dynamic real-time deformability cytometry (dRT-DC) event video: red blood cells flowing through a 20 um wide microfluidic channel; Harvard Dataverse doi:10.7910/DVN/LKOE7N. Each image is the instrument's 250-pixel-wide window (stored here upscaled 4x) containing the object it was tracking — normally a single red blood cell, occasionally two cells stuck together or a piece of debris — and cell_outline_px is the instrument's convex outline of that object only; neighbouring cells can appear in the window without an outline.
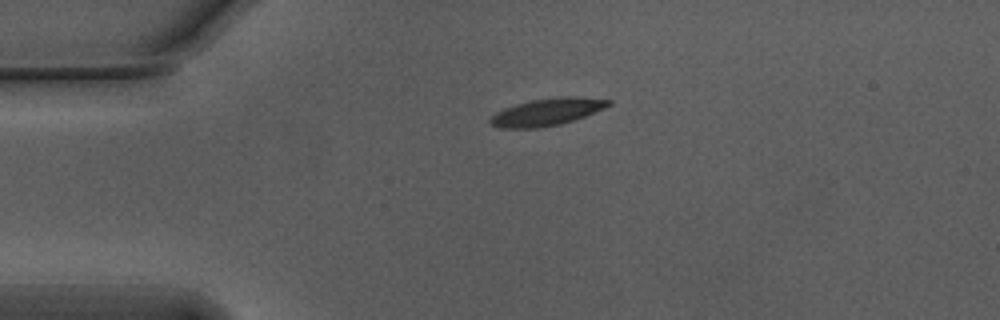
{"species": "Egyptian fruit bat (a non-hibernating species)", "species_latin": "Rousettus aegyptiacus", "temperature_condition": "warm", "stored_images_in_passage": 43, "camera_frame_rate_fps": 3000, "um_per_image_px": 0.085, "animal": {"sex": "male"}, "frame": {"image": 1, "passage_image": 1, "time_ms": 0.0, "image_size_px": [1000, 320], "cell_outline_px": [[612, 104], [604, 108], [584, 116], [560, 124], [536, 128], [500, 128], [492, 124], [488, 120], [496, 112], [504, 108], [516, 104], [532, 100], [560, 96], [576, 96], [612, 100]], "centroid_in_image_um": [46.5, 9.5], "position_along_channel_um": 38.5, "area_um2": 18.61}}
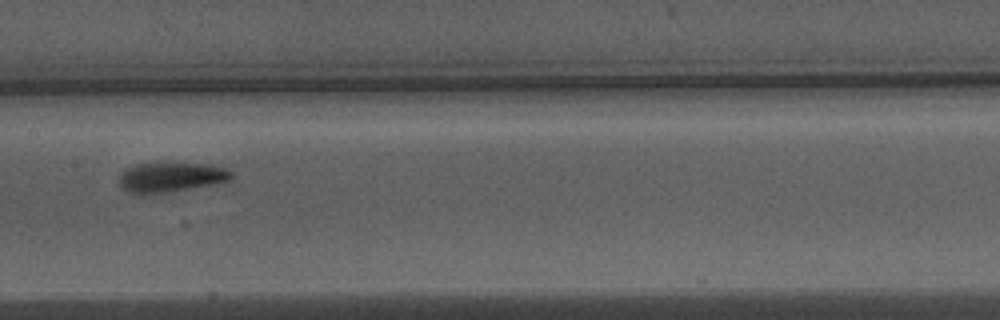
{"frame": {"image": 2, "passage_image": 16, "time_ms": 5.0, "image_size_px": [1000, 320], "cell_outline_px": [[236, 176], [228, 180], [216, 184], [164, 192], [132, 192], [124, 188], [120, 184], [120, 172], [136, 164], [212, 164], [224, 168], [232, 172]], "centroid_in_image_um": [14.61, 15.04], "position_along_channel_um": 192.8, "area_um2": 18.73}}
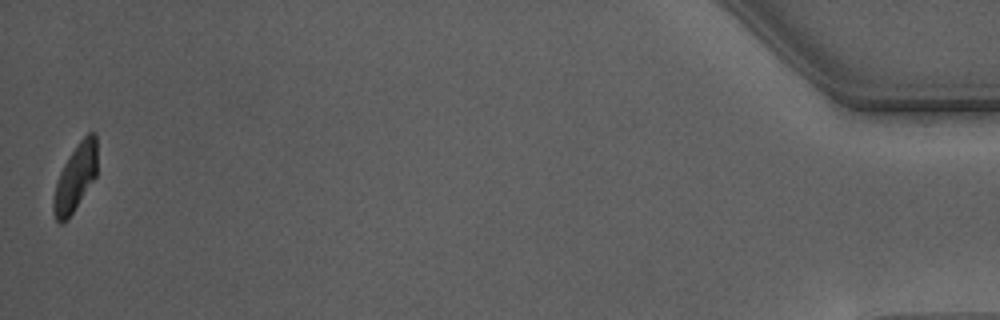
{"frame": {"image": 3, "passage_image": 43, "time_ms": 14.0, "image_size_px": [1000, 320], "cell_outline_px": [[96, 176], [68, 220], [64, 224], [60, 224], [56, 220], [52, 212], [52, 200], [56, 184], [60, 172], [68, 156], [80, 140], [88, 132], [96, 132]], "centroid_in_image_um": [6.38, 15.14], "position_along_channel_um": 428.8, "area_um2": 17.11}, "authors_computed_cell_mechanics": {"area_um2": 18.9584, "velocity_mm_per_s": 3.7343, "shape_relaxation_time_tau1_ms": 4.4156, "shape_relaxation_time_tau2_ms": 2.6457, "deformation_change_tau1": 0.1631, "deformation_change_tau2": 0.0879}}